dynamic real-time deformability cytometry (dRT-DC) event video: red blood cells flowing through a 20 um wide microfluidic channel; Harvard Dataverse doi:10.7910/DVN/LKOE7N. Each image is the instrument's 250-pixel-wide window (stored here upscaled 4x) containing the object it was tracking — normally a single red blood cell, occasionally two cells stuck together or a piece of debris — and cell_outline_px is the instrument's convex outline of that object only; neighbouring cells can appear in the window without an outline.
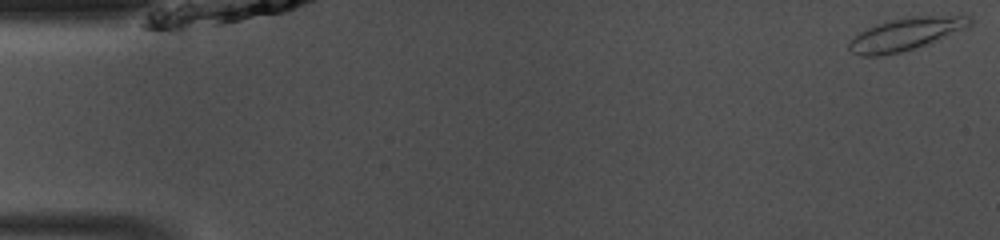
{"species": "common noctule bat (a hibernating species)", "species_latin": "Nyctalus noctula", "temperature_condition": "room temperature", "stored_images_in_passage": 48, "camera_frame_rate_fps": 3000, "um_per_image_px": 0.085, "animal": {"sex": "male", "body_mass_g": 13.0, "forearm_length_mm": 53.1}, "frame": {"image": 1, "passage_image": 1, "time_ms": 0.0, "image_size_px": [1000, 240], "cell_outline_px": [[972, 24], [968, 28], [936, 40], [900, 52], [880, 56], [860, 56], [852, 52], [848, 48], [848, 44], [860, 32], [876, 24], [908, 16], [972, 16]], "centroid_in_image_um": [77.0, 2.89], "position_along_channel_um": 8.0, "area_um2": 22.48}}
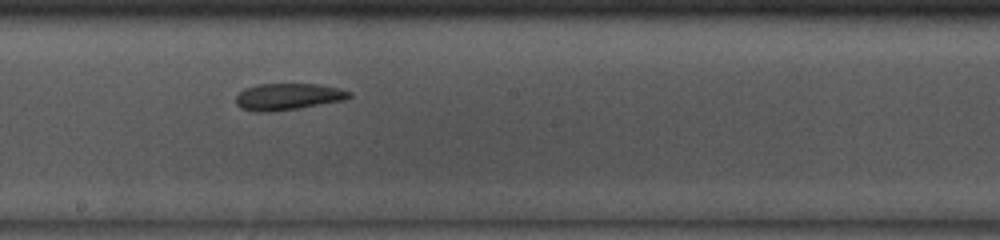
{"frame": {"image": 2, "passage_image": 26, "time_ms": 8.333, "image_size_px": [1000, 240], "cell_outline_px": [[352, 96], [344, 100], [300, 108], [268, 112], [256, 112], [240, 108], [236, 104], [236, 96], [244, 88], [256, 84], [320, 84], [340, 88], [352, 92]], "centroid_in_image_um": [24.48, 8.21], "position_along_channel_um": 223.7, "area_um2": 17.8}}
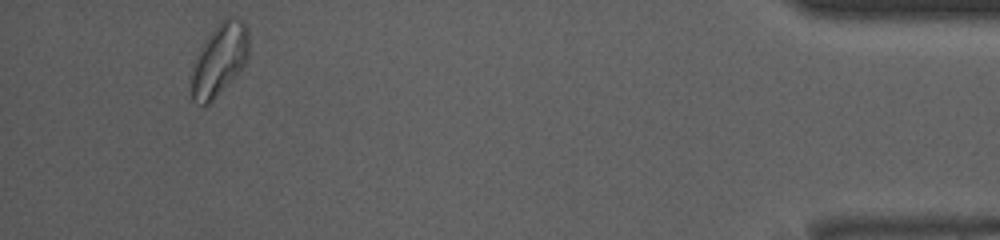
{"frame": {"image": 3, "passage_image": 45, "time_ms": 14.667, "image_size_px": [1000, 240], "cell_outline_px": [[248, 60], [236, 76], [208, 104], [200, 104], [192, 100], [192, 72], [196, 56], [204, 40], [220, 20], [224, 16], [232, 16], [244, 20], [248, 28]], "centroid_in_image_um": [18.68, 5.0], "position_along_channel_um": 416.5, "area_um2": 24.22}, "authors_computed_cell_mechanics": {"area_um2": 19.5364, "velocity_mm_per_s": 4.1174, "shape_relaxation_time_tau1_ms": 5.0587, "shape_relaxation_time_tau2_ms": 5.6341, "deformation_change_tau1": 0.1082, "deformation_change_tau2": 0.1323}}